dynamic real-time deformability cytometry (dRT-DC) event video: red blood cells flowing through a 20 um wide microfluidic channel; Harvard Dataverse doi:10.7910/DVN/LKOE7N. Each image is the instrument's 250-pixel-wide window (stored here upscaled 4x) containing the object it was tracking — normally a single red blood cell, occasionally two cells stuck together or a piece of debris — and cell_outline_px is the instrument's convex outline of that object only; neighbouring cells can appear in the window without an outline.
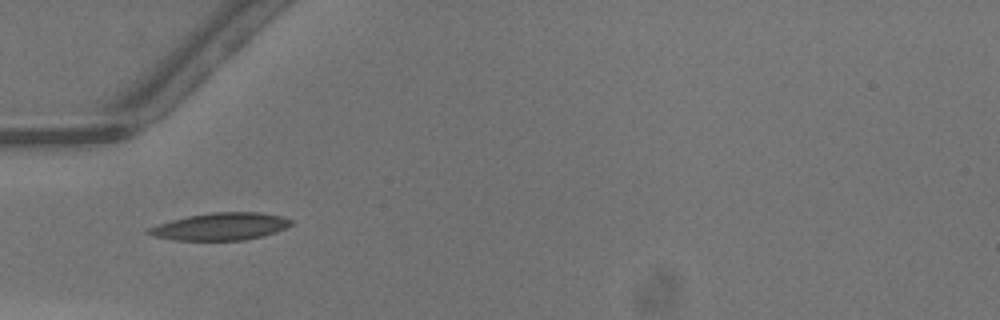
{"species": "common noctule bat (a hibernating species)", "species_latin": "Nyctalus noctula", "temperature_condition": "warm", "stored_images_in_passage": 12, "camera_frame_rate_fps": 3000, "um_per_image_px": 0.085, "animal": {"sex": "male", "body_mass_g": 13.3}, "frame": {"image": 1, "passage_image": 1, "time_ms": 0.0, "image_size_px": [1000, 320], "cell_outline_px": [[292, 224], [276, 232], [264, 236], [244, 240], [172, 240], [152, 236], [144, 232], [148, 228], [172, 220], [188, 216], [212, 212], [260, 212], [280, 216], [292, 220]], "centroid_in_image_um": [18.73, 19.26], "position_along_channel_um": 66.3, "area_um2": 22.66}}
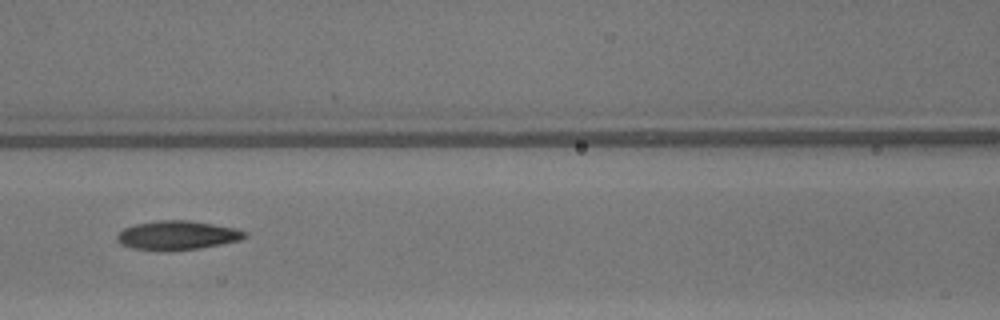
{"frame": {"image": 2, "passage_image": 7, "time_ms": 2.0, "image_size_px": [1000, 320], "cell_outline_px": [[248, 236], [240, 240], [220, 244], [196, 248], [164, 252], [160, 252], [132, 248], [120, 244], [116, 240], [116, 236], [124, 228], [136, 224], [160, 220], [188, 220], [236, 228], [244, 232]], "centroid_in_image_um": [15.02, 20.01], "position_along_channel_um": 151.6, "area_um2": 21.62}}
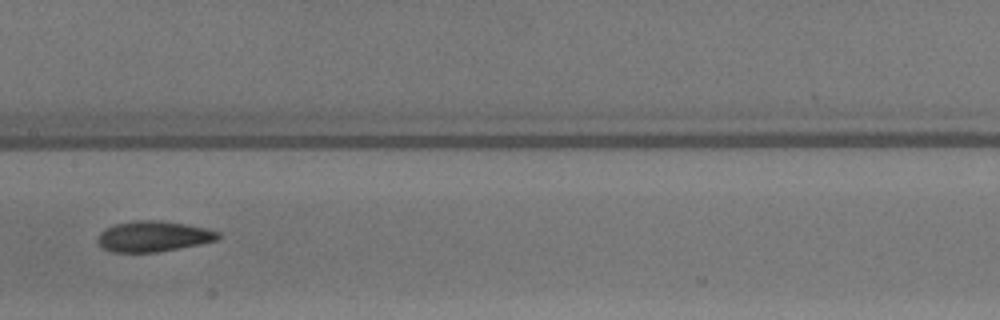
{"frame": {"image": 3, "passage_image": 10, "time_ms": 3.0, "image_size_px": [1000, 320], "cell_outline_px": [[220, 236], [216, 240], [200, 244], [156, 252], [112, 252], [104, 248], [96, 240], [100, 232], [116, 224], [136, 220], [160, 220], [184, 224], [204, 228], [220, 232]], "centroid_in_image_um": [13.03, 20.09], "position_along_channel_um": 194.4, "area_um2": 21.21}}